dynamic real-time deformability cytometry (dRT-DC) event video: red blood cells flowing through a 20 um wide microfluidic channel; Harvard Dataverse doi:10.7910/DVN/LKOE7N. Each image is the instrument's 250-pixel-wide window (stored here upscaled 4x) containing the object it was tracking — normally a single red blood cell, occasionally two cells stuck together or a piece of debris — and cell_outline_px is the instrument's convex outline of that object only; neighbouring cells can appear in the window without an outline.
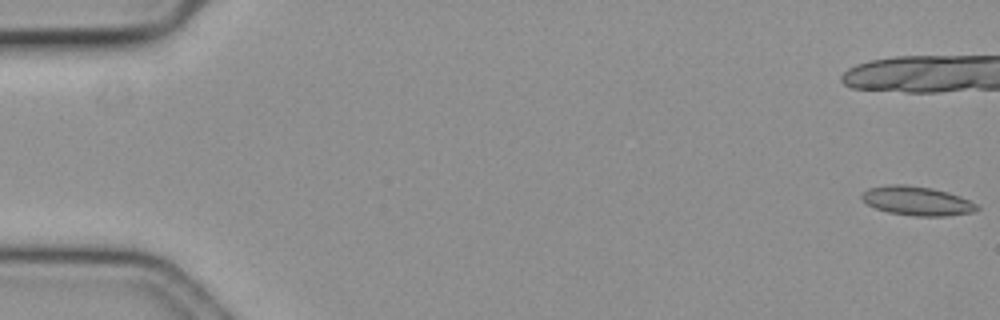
{"species": "common noctule bat (a hibernating species)", "species_latin": "Nyctalus noctula", "temperature_condition": "cold", "stored_images_in_passage": 48, "camera_frame_rate_fps": 3000, "um_per_image_px": 0.085, "animal": {"sex": "female", "body_mass_g": 19.3, "forearm_length_mm": 54.1}, "frame": {"image": 1, "passage_image": 1, "time_ms": 0.0, "image_size_px": [1000, 320], "cell_outline_px": [[980, 208], [972, 212], [948, 216], [912, 216], [888, 212], [876, 208], [860, 200], [860, 196], [868, 188], [888, 184], [904, 184], [932, 188], [948, 192], [960, 196], [976, 204]], "centroid_in_image_um": [77.91, 17.07], "position_along_channel_um": 7.1, "area_um2": 19.59}}